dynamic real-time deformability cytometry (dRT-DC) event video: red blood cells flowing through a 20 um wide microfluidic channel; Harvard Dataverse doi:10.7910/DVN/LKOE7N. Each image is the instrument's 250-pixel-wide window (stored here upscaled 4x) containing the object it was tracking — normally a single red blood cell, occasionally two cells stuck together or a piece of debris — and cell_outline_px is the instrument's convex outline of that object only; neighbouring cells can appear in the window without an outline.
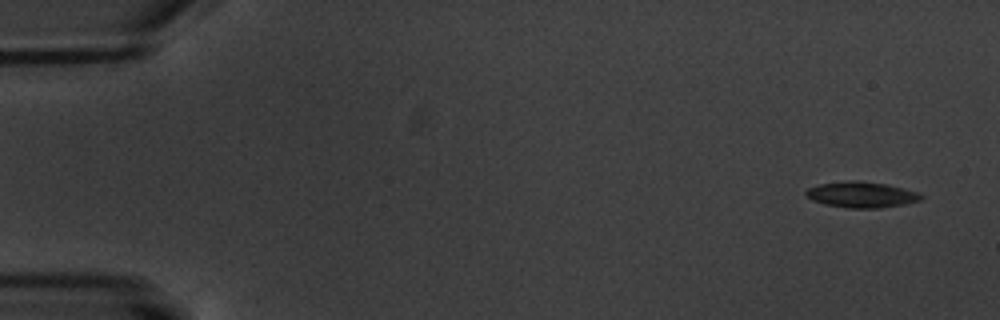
{"species": "common noctule bat (a hibernating species)", "species_latin": "Nyctalus noctula", "temperature_condition": "warm", "stored_images_in_passage": 5, "camera_frame_rate_fps": 3000, "um_per_image_px": 0.085, "animal": {"sex": "male", "body_mass_g": 20.1, "forearm_length_mm": 53.5}, "frame": {"image": 1, "passage_image": 1, "time_ms": 0.0, "image_size_px": [1000, 320], "cell_outline_px": [[924, 196], [920, 200], [904, 204], [880, 208], [848, 208], [824, 204], [812, 200], [804, 192], [808, 188], [820, 184], [848, 180], [856, 180], [888, 184], [920, 192]], "centroid_in_image_um": [73.25, 16.54], "position_along_channel_um": 11.7, "area_um2": 17.46}}
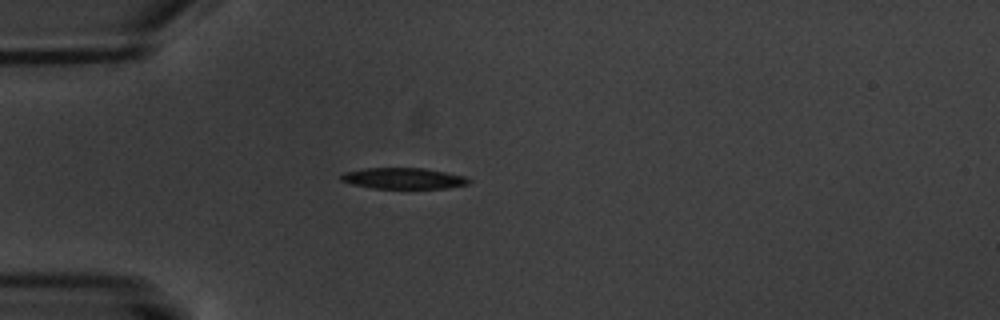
{"frame": {"image": 2, "passage_image": 5, "time_ms": 4.667, "image_size_px": [1000, 320], "cell_outline_px": [[472, 180], [468, 184], [448, 188], [372, 188], [352, 184], [340, 180], [340, 176], [344, 172], [364, 168], [424, 168], [464, 176]], "centroid_in_image_um": [34.28, 15.16], "position_along_channel_um": 50.7, "area_um2": 15.61}}